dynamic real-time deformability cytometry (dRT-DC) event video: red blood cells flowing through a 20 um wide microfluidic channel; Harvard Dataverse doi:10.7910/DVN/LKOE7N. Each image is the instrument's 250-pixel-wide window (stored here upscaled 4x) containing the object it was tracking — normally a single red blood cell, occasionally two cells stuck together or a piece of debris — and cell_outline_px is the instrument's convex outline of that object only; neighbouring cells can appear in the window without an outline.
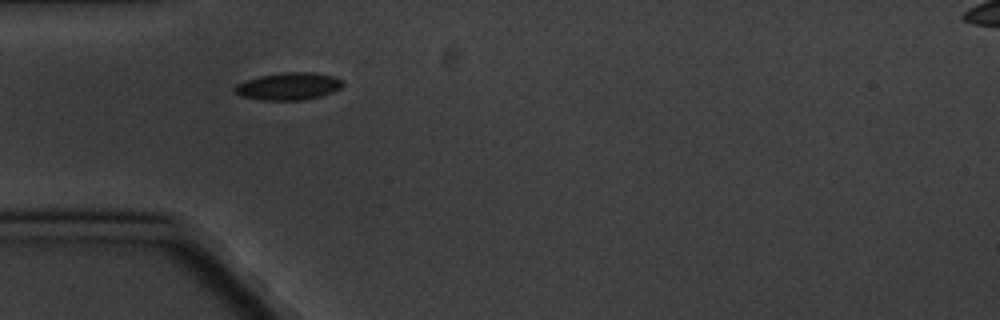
{"species": "common noctule bat (a hibernating species)", "species_latin": "Nyctalus noctula", "temperature_condition": "cold", "stored_images_in_passage": 2, "camera_frame_rate_fps": 3000, "um_per_image_px": 0.085, "animal": {"sex": "male", "body_mass_g": 20.1, "forearm_length_mm": 53.5}, "frame": {"image": 1, "passage_image": 1, "time_ms": 0.0, "image_size_px": [1000, 320], "cell_outline_px": [[344, 84], [340, 88], [332, 92], [320, 96], [300, 100], [260, 100], [240, 96], [232, 88], [236, 84], [244, 80], [260, 76], [280, 72], [312, 72], [332, 76], [344, 80]], "centroid_in_image_um": [24.5, 7.33], "position_along_channel_um": 60.5, "area_um2": 17.34}}